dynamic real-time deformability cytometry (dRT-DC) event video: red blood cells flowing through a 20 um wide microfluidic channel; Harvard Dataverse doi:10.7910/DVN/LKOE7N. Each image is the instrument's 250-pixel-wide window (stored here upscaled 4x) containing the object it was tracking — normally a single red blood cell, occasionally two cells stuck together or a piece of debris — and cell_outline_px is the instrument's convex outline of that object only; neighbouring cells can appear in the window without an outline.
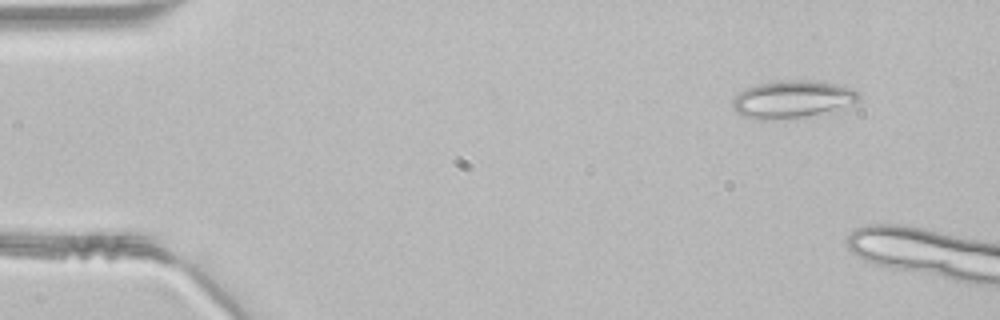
{"species": "common noctule bat (a hibernating species)", "species_latin": "Nyctalus noctula", "temperature_condition": "room temperature", "stored_images_in_passage": 4, "camera_frame_rate_fps": 3000, "um_per_image_px": 0.085, "animal": {"sex": "male", "body_mass_g": 21.5, "forearm_length_mm": 52.0}, "frame": {"image": 1, "passage_image": 1, "time_ms": 0.0, "image_size_px": [1000, 320], "cell_outline_px": [[860, 100], [852, 104], [804, 116], [764, 120], [744, 116], [736, 112], [732, 108], [732, 100], [744, 88], [756, 84], [780, 80], [820, 80], [836, 84], [860, 92]], "centroid_in_image_um": [67.31, 8.4], "position_along_channel_um": 17.7, "area_um2": 27.28}}